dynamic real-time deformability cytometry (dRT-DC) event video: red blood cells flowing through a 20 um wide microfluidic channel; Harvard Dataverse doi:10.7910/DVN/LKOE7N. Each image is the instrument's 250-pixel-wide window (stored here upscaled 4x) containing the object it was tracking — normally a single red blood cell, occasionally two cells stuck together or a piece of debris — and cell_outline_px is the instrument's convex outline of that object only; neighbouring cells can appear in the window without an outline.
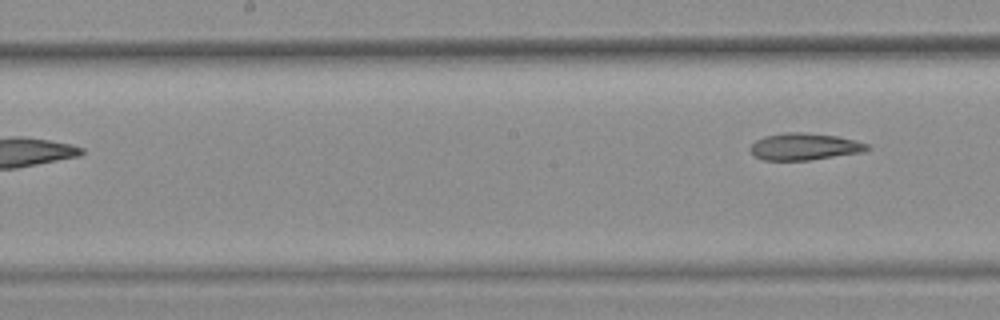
{"species": "common noctule bat (a hibernating species)", "species_latin": "Nyctalus noctula", "temperature_condition": "warm", "stored_images_in_passage": 5, "camera_frame_rate_fps": 3000, "um_per_image_px": 0.085, "animal": {"sex": "female", "body_mass_g": 25.1}, "frame": {"image": 1, "passage_image": 5, "time_ms": 1.333, "image_size_px": [1000, 320], "cell_outline_px": [[872, 148], [860, 152], [808, 160], [764, 160], [756, 156], [748, 148], [756, 140], [764, 136], [788, 132], [804, 132], [836, 136], [856, 140], [868, 144]], "centroid_in_image_um": [68.37, 12.45], "position_along_channel_um": 179.8, "area_um2": 18.15}}